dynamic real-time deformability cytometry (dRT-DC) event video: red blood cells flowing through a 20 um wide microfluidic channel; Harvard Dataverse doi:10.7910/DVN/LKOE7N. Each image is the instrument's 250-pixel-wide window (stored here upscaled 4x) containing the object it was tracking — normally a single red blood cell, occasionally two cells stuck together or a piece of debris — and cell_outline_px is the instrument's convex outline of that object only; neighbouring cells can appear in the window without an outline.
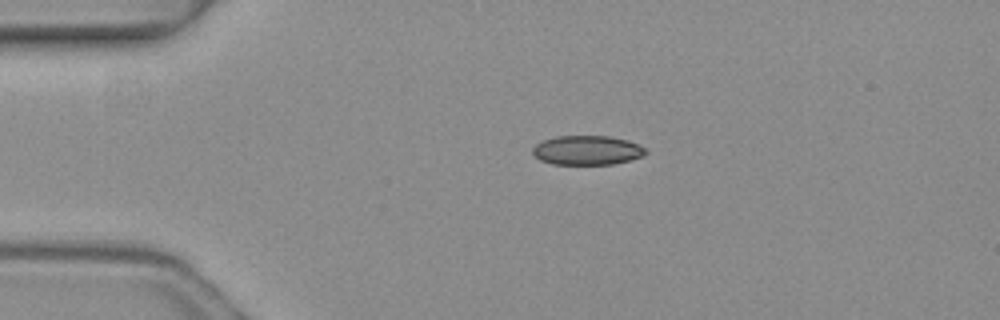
{"species": "common noctule bat (a hibernating species)", "species_latin": "Nyctalus noctula", "temperature_condition": "warm", "stored_images_in_passage": 4, "camera_frame_rate_fps": 3000, "um_per_image_px": 0.085, "animal": {"sex": "female", "body_mass_g": 19.3, "forearm_length_mm": 54.1}, "frame": {"image": 1, "passage_image": 3, "time_ms": 0.667, "image_size_px": [1000, 320], "cell_outline_px": [[648, 152], [644, 156], [612, 164], [552, 164], [540, 160], [532, 152], [532, 148], [536, 144], [544, 140], [556, 136], [608, 136], [628, 140], [644, 148]], "centroid_in_image_um": [49.9, 12.77], "position_along_channel_um": 35.1, "area_um2": 19.19}}